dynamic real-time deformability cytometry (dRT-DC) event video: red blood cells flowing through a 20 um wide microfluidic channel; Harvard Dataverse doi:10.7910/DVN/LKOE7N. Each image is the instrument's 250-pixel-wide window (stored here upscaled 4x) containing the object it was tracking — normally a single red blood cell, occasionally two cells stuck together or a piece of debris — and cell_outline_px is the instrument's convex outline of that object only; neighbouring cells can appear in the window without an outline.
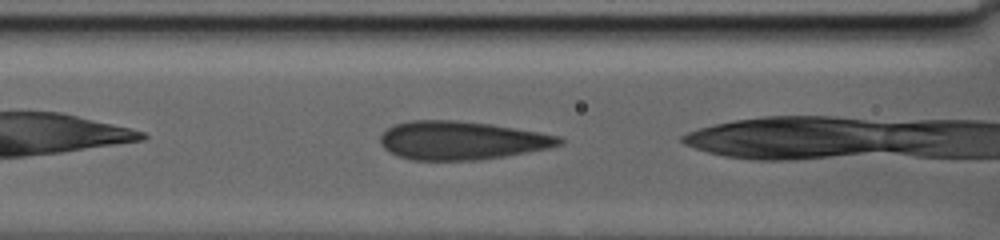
{"species": "human", "species_latin": "Homo sapiens", "temperature_condition": "warm", "stored_images_in_passage": 10, "camera_frame_rate_fps": 3000, "um_per_image_px": 0.085, "donor": {"sex": "male"}, "frame": {"image": 1, "passage_image": 4, "time_ms": 1.333, "image_size_px": [1000, 240], "cell_outline_px": [[564, 144], [548, 148], [528, 152], [480, 160], [412, 160], [396, 156], [388, 152], [380, 144], [380, 136], [388, 128], [396, 124], [412, 120], [456, 120], [492, 124], [540, 132], [560, 136], [564, 140]], "centroid_in_image_um": [39.23, 11.94], "position_along_channel_um": 127.4, "area_um2": 40.34}}
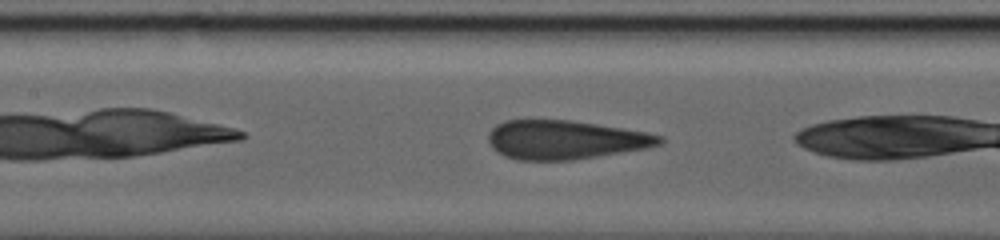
{"frame": {"image": 2, "passage_image": 7, "time_ms": 2.667, "image_size_px": [1000, 240], "cell_outline_px": [[664, 140], [660, 144], [648, 148], [572, 160], [516, 160], [504, 156], [496, 152], [492, 148], [488, 140], [488, 132], [496, 124], [504, 120], [572, 120], [648, 132], [664, 136]], "centroid_in_image_um": [48.03, 11.88], "position_along_channel_um": 159.4, "area_um2": 39.07}}